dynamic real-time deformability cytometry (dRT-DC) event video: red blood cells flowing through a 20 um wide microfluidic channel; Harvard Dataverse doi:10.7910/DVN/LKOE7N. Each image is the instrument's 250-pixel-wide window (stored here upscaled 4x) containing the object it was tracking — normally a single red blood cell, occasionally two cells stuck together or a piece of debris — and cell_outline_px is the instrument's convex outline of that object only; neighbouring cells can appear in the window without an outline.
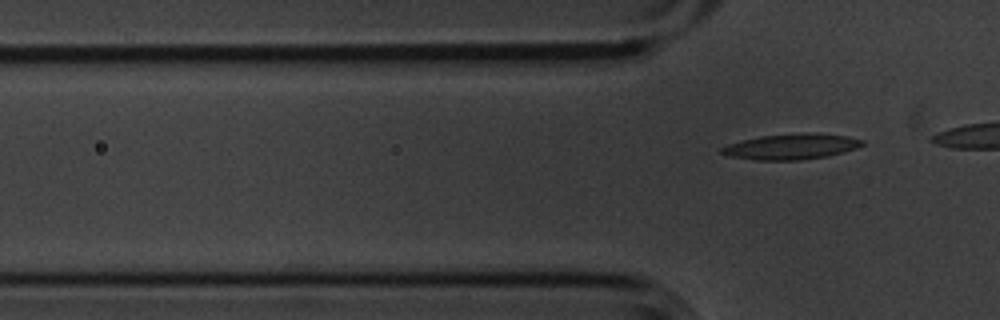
{"species": "common noctule bat (a hibernating species)", "species_latin": "Nyctalus noctula", "temperature_condition": "cold", "stored_images_in_passage": 6, "segment_of_instrument_passage": [2, 2], "camera_frame_rate_fps": 3000, "um_per_image_px": 0.085, "animal": {"sex": "male", "body_mass_g": 20.1, "forearm_length_mm": 53.5}, "frame": {"image": 1, "passage_image": 6, "time_ms": 1.667, "image_size_px": [1000, 320], "cell_outline_px": [[864, 144], [856, 148], [828, 156], [800, 160], [756, 160], [728, 156], [720, 152], [720, 148], [728, 144], [760, 136], [804, 132], [816, 132], [848, 136], [864, 140]], "centroid_in_image_um": [67.28, 12.45], "position_along_channel_um": 58.5, "area_um2": 21.1}}